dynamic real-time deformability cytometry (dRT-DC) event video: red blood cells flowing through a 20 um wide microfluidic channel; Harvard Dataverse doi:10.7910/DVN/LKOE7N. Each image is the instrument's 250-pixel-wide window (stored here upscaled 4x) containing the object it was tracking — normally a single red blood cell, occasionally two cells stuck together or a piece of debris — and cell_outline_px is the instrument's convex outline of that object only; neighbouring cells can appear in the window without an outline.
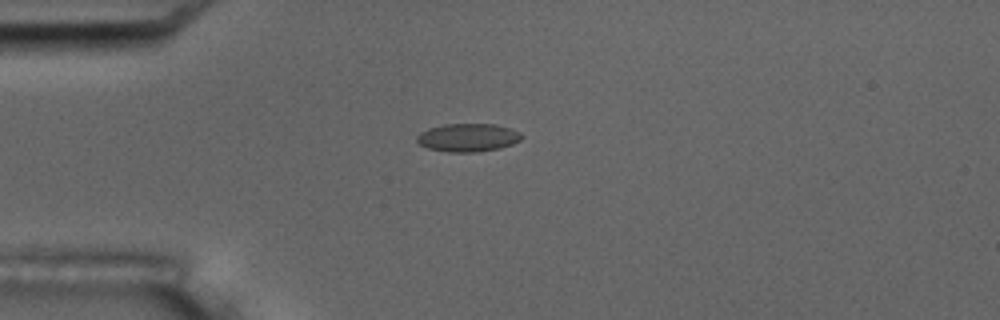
{"species": "common noctule bat (a hibernating species)", "species_latin": "Nyctalus noctula", "temperature_condition": "room temperature", "stored_images_in_passage": 6, "camera_frame_rate_fps": 3000, "um_per_image_px": 0.085, "animal": {"sex": "male", "body_mass_g": 17.5, "forearm_length_mm": 52.3}, "frame": {"image": 1, "passage_image": 4, "time_ms": 4.333, "image_size_px": [1000, 320], "cell_outline_px": [[524, 136], [520, 140], [512, 144], [500, 148], [480, 152], [448, 152], [428, 148], [420, 144], [416, 140], [416, 136], [420, 132], [428, 128], [444, 124], [496, 124], [512, 128], [520, 132]], "centroid_in_image_um": [39.79, 11.69], "position_along_channel_um": 45.2, "area_um2": 17.4}}